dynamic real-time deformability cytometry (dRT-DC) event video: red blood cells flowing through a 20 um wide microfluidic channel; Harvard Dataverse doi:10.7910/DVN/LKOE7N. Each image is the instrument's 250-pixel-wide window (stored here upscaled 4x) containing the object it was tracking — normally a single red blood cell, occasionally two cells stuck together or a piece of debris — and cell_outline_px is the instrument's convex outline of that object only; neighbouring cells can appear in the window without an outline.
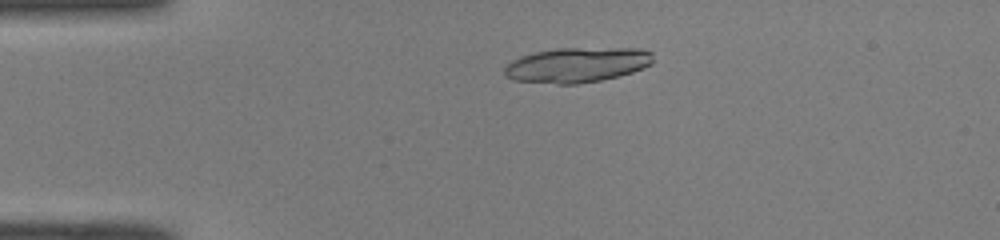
{"species": "common noctule bat (a hibernating species)", "species_latin": "Nyctalus noctula", "temperature_condition": "room temperature", "stored_images_in_passage": 48, "camera_frame_rate_fps": 3000, "um_per_image_px": 0.085, "animal": {"sex": "male", "body_mass_g": 19.0, "forearm_length_mm": 50.8}, "frame": {"image": 1, "passage_image": 10, "time_ms": 3.0, "image_size_px": [1000, 240], "cell_outline_px": [[652, 64], [644, 68], [620, 76], [600, 80], [576, 84], [556, 84], [512, 80], [504, 76], [504, 68], [512, 60], [520, 56], [536, 52], [556, 48], [636, 48], [652, 52]], "centroid_in_image_um": [49.04, 5.52], "position_along_channel_um": 36.0, "area_um2": 30.46}}
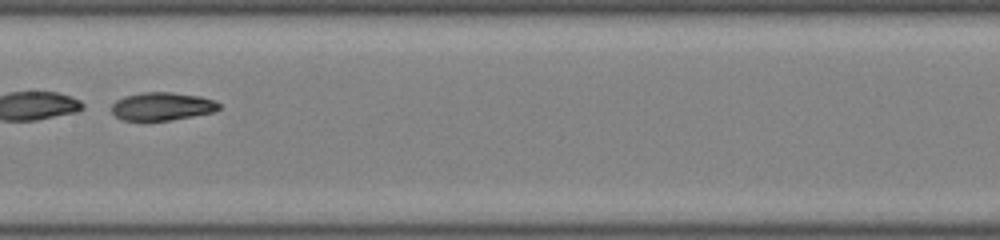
{"frame": {"image": 2, "passage_image": 25, "time_ms": 8.0, "image_size_px": [1000, 240], "cell_outline_px": [[220, 108], [212, 112], [172, 120], [120, 120], [112, 112], [112, 104], [116, 100], [124, 96], [144, 92], [172, 92], [200, 96], [216, 100], [220, 104]], "centroid_in_image_um": [13.78, 9.03], "position_along_channel_um": 193.6, "area_um2": 17.57}}
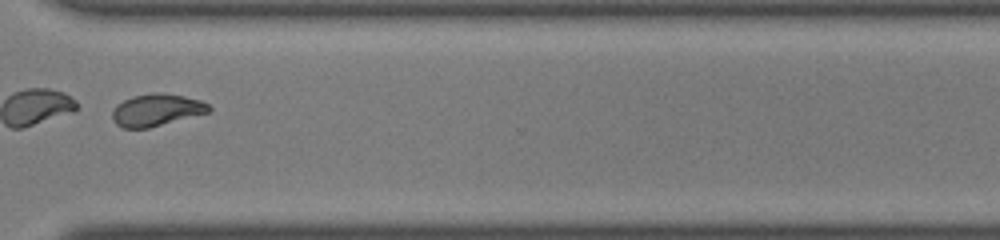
{"frame": {"image": 3, "passage_image": 37, "time_ms": 12.0, "image_size_px": [1000, 240], "cell_outline_px": [[212, 108], [208, 112], [148, 128], [124, 128], [116, 124], [112, 120], [112, 112], [116, 104], [132, 96], [156, 92], [160, 92], [184, 96], [200, 100], [208, 104]], "centroid_in_image_um": [13.27, 9.34], "position_along_channel_um": 357.3, "area_um2": 17.98}, "authors_computed_cell_mechanics": {"area_um2": 28.2353, "velocity_mm_per_s": 4.0645, "shape_relaxation_time_tau1_ms": 1.4076, "shape_relaxation_time_tau2_ms": 4.4696, "deformation_change_tau1": 0.2784, "deformation_change_tau2": 0.0893}}